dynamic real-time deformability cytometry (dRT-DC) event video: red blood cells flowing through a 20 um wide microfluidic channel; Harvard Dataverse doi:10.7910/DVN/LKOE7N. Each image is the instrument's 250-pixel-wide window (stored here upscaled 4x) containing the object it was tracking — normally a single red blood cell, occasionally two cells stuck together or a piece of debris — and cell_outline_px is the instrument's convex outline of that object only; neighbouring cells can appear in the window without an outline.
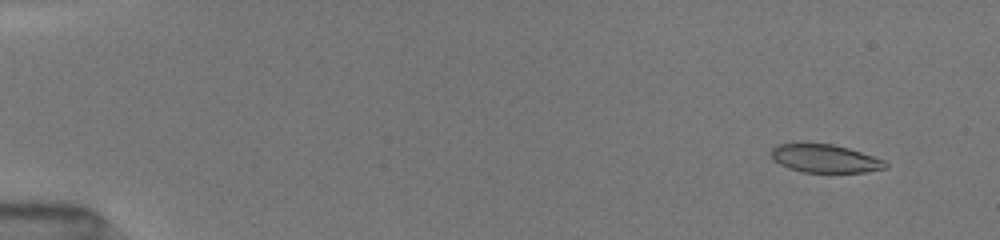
{"species": "common noctule bat (a hibernating species)", "species_latin": "Nyctalus noctula", "temperature_condition": "room temperature", "stored_images_in_passage": 53, "camera_frame_rate_fps": 3000, "um_per_image_px": 0.085, "animal": {"sex": "female", "body_mass_g": 19.5, "forearm_length_mm": 54.1}, "frame": {"image": 1, "passage_image": 5, "time_ms": 1.333, "image_size_px": [1000, 240], "cell_outline_px": [[888, 168], [864, 172], [804, 172], [788, 168], [780, 164], [772, 156], [772, 148], [776, 144], [832, 144], [848, 148], [884, 160], [888, 164]], "centroid_in_image_um": [70.15, 13.48], "position_along_channel_um": 14.9, "area_um2": 18.44}}
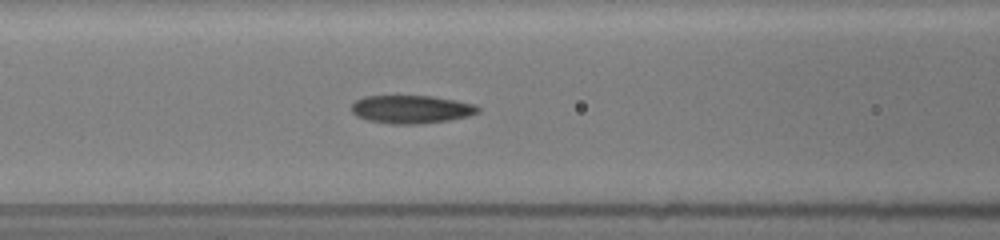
{"frame": {"image": 2, "passage_image": 24, "time_ms": 7.667, "image_size_px": [1000, 240], "cell_outline_px": [[480, 112], [468, 116], [448, 120], [416, 124], [392, 124], [368, 120], [356, 116], [352, 112], [352, 104], [356, 100], [364, 96], [432, 96], [456, 100], [476, 104], [480, 108]], "centroid_in_image_um": [34.98, 9.28], "position_along_channel_um": 131.6, "area_um2": 20.75}}
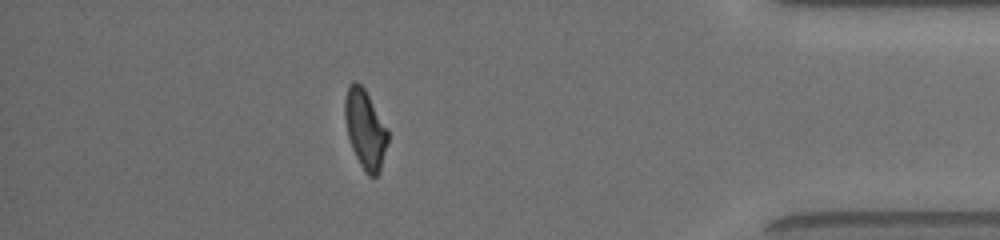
{"frame": {"image": 3, "passage_image": 47, "time_ms": 15.333, "image_size_px": [1000, 240], "cell_outline_px": [[388, 140], [380, 172], [376, 176], [368, 176], [360, 164], [352, 148], [348, 136], [344, 116], [344, 100], [348, 84], [352, 80], [356, 80], [364, 88], [388, 132]], "centroid_in_image_um": [31.01, 10.96], "position_along_channel_um": 404.2, "area_um2": 19.54}, "authors_computed_cell_mechanics": {"area_um2": 20.1144, "velocity_mm_per_s": 4.0128, "shape_relaxation_time_tau1_ms": 8.6206, "shape_relaxation_time_tau2_ms": 1.8548, "deformation_change_tau1": 0.2562, "deformation_change_tau2": 0.0833}}